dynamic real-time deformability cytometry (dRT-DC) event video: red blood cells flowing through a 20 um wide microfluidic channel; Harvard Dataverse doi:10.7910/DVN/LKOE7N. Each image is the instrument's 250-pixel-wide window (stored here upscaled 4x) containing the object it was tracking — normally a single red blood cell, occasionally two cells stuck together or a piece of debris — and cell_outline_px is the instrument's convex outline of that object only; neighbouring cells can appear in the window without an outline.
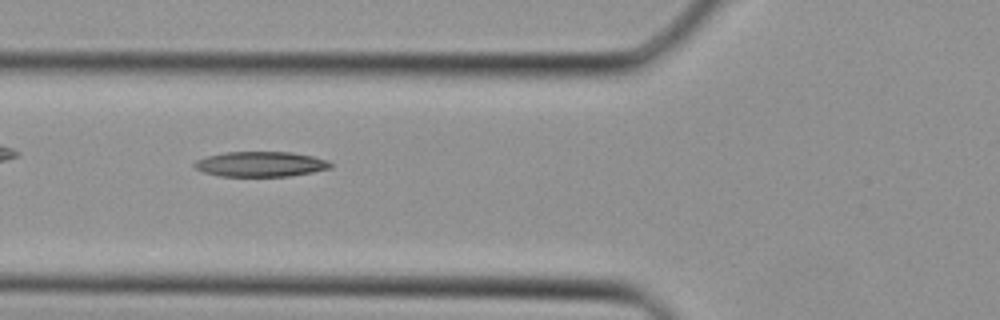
{"species": "Egyptian fruit bat (a non-hibernating species)", "species_latin": "Rousettus aegyptiacus", "temperature_condition": "cold", "stored_images_in_passage": 27, "camera_frame_rate_fps": 3000, "um_per_image_px": 0.085, "animal": {"sex": "female"}, "frame": {"image": 1, "passage_image": 4, "time_ms": 1.0, "image_size_px": [1000, 320], "cell_outline_px": [[332, 168], [312, 172], [288, 176], [220, 176], [204, 172], [196, 168], [192, 164], [196, 160], [208, 156], [224, 152], [292, 152], [312, 156], [328, 160], [332, 164]], "centroid_in_image_um": [22.16, 13.95], "position_along_channel_um": 103.6, "area_um2": 19.88}}
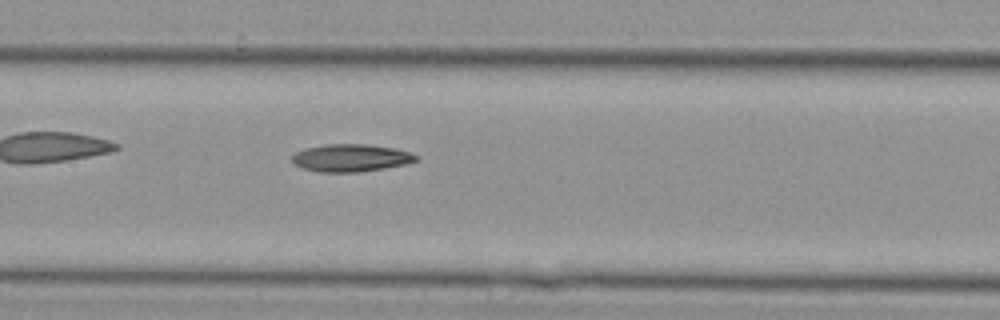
{"frame": {"image": 2, "passage_image": 8, "time_ms": 2.333, "image_size_px": [1000, 320], "cell_outline_px": [[420, 160], [404, 164], [384, 168], [356, 172], [320, 172], [300, 168], [292, 160], [292, 156], [296, 152], [308, 148], [324, 144], [364, 144], [396, 148], [420, 156]], "centroid_in_image_um": [29.85, 13.42], "position_along_channel_um": 177.6, "area_um2": 19.83}}
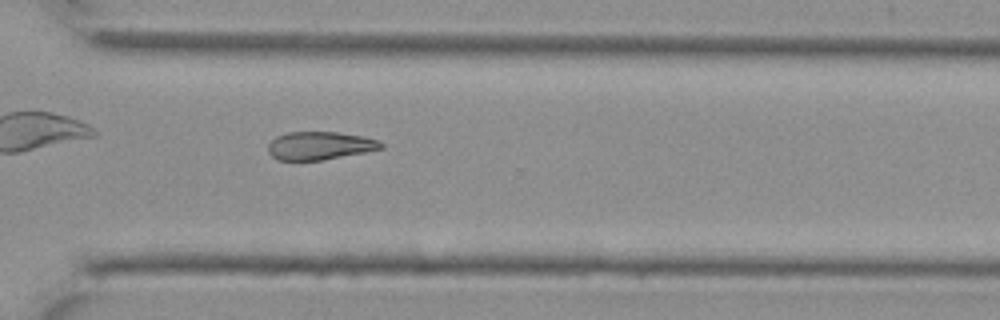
{"frame": {"image": 3, "passage_image": 17, "time_ms": 5.333, "image_size_px": [1000, 320], "cell_outline_px": [[384, 148], [364, 152], [320, 160], [276, 160], [268, 152], [268, 144], [276, 136], [288, 132], [336, 132], [364, 136], [376, 140], [384, 144]], "centroid_in_image_um": [27.15, 12.38], "position_along_channel_um": 343.4, "area_um2": 18.38}}